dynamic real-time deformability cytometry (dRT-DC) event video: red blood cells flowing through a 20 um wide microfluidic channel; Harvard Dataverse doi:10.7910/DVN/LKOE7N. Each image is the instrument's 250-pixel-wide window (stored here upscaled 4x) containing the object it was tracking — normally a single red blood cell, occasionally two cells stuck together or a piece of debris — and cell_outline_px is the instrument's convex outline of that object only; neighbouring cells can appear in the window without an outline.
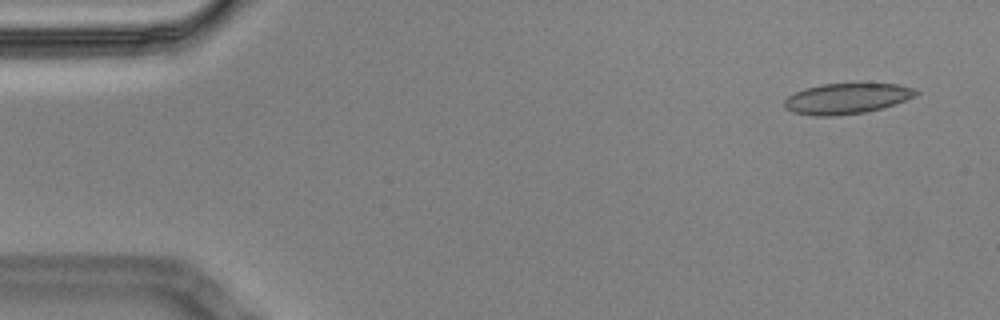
{"species": "Egyptian fruit bat (a non-hibernating species)", "species_latin": "Rousettus aegyptiacus", "temperature_condition": "cold", "stored_images_in_passage": 56, "camera_frame_rate_fps": 3000, "um_per_image_px": 0.085, "animal": {"sex": "male"}, "frame": {"image": 1, "passage_image": 3, "time_ms": 0.667, "image_size_px": [1000, 320], "cell_outline_px": [[920, 92], [916, 96], [884, 108], [864, 112], [836, 116], [816, 116], [792, 112], [784, 108], [784, 100], [788, 96], [804, 88], [820, 84], [896, 84], [912, 88]], "centroid_in_image_um": [71.95, 8.38], "position_along_channel_um": 13.1, "area_um2": 23.47}}
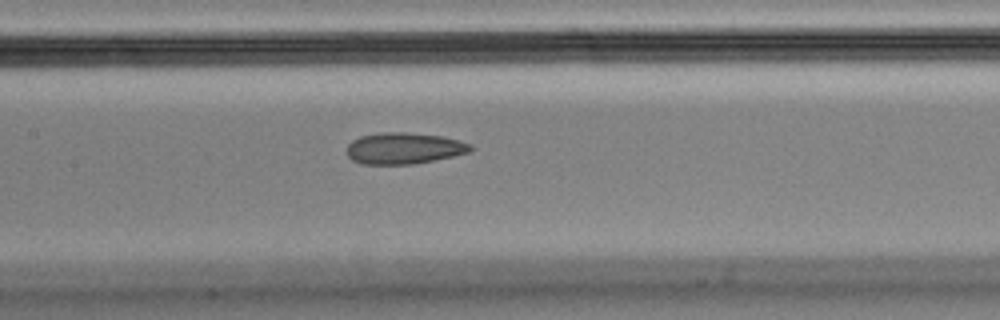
{"frame": {"image": 2, "passage_image": 26, "time_ms": 8.333, "image_size_px": [1000, 320], "cell_outline_px": [[476, 148], [468, 152], [452, 156], [412, 164], [360, 164], [352, 160], [348, 156], [348, 144], [352, 140], [360, 136], [384, 132], [404, 132], [440, 136], [472, 144]], "centroid_in_image_um": [34.32, 12.6], "position_along_channel_um": 173.1, "area_um2": 22.43}}
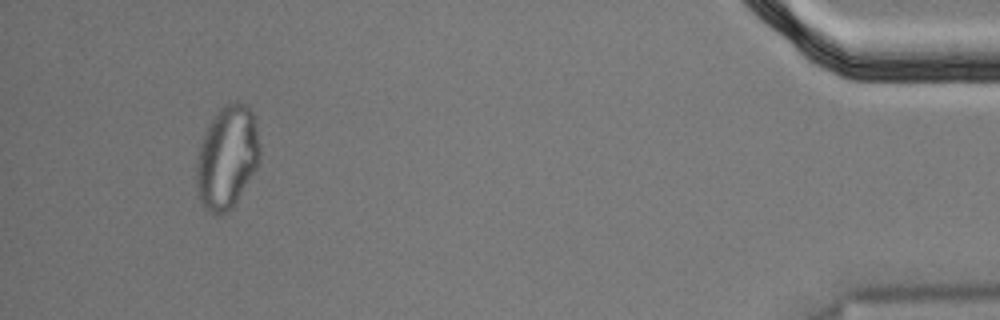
{"frame": {"image": 3, "passage_image": 53, "time_ms": 17.333, "image_size_px": [1000, 320], "cell_outline_px": [[260, 160], [256, 168], [232, 208], [228, 212], [220, 216], [216, 216], [208, 212], [204, 208], [200, 200], [196, 184], [196, 164], [200, 148], [204, 136], [216, 112], [224, 104], [236, 100], [240, 100], [252, 112], [256, 128], [260, 148]], "centroid_in_image_um": [19.3, 13.4], "position_along_channel_um": 415.9, "area_um2": 37.92}}